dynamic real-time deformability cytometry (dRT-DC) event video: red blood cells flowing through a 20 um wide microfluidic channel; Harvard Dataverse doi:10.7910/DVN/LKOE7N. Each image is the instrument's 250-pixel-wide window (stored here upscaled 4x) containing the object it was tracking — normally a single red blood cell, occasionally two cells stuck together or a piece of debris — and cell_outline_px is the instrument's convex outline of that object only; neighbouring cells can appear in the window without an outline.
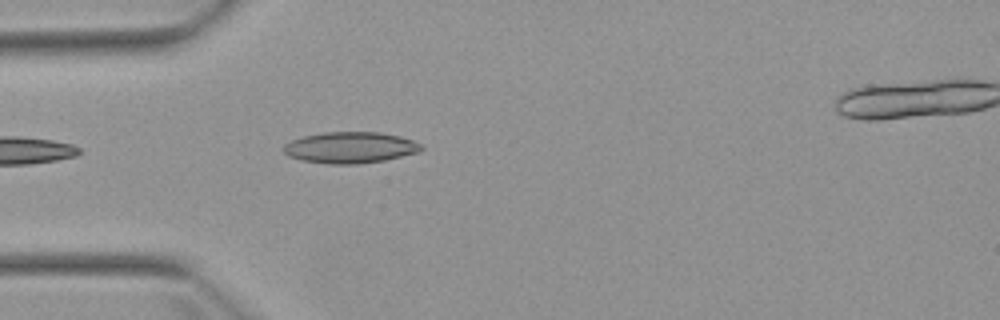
{"species": "Egyptian fruit bat (a non-hibernating species)", "species_latin": "Rousettus aegyptiacus", "temperature_condition": "warm", "stored_images_in_passage": 2, "camera_frame_rate_fps": 3000, "um_per_image_px": 0.085, "animal": {"sex": "female"}, "frame": {"image": 1, "passage_image": 1, "time_ms": 0.0, "image_size_px": [1000, 320], "cell_outline_px": [[424, 148], [420, 152], [384, 160], [356, 164], [328, 164], [304, 160], [288, 156], [284, 152], [284, 144], [292, 140], [304, 136], [324, 132], [380, 132], [400, 136], [412, 140], [420, 144]], "centroid_in_image_um": [29.79, 12.54], "position_along_channel_um": 55.2, "area_um2": 24.97}}